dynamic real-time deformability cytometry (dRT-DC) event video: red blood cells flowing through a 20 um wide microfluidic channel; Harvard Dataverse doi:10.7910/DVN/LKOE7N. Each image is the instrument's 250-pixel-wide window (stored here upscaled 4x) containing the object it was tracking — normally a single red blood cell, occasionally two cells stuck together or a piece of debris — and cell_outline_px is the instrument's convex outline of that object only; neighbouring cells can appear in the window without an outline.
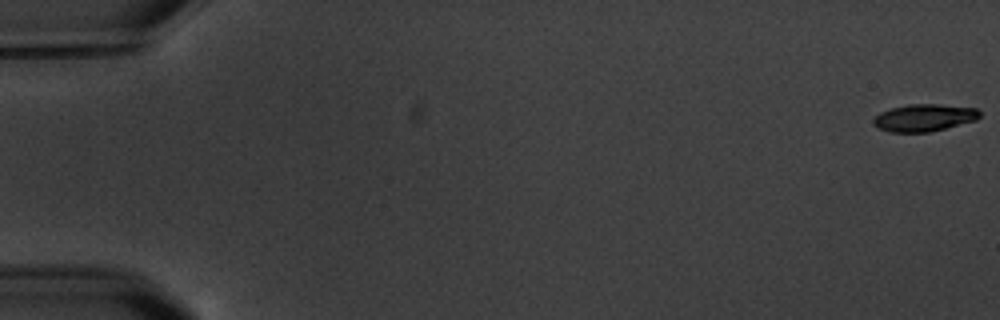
{"species": "common noctule bat (a hibernating species)", "species_latin": "Nyctalus noctula", "temperature_condition": "warm", "stored_images_in_passage": 6, "camera_frame_rate_fps": 3000, "um_per_image_px": 0.085, "animal": {"sex": "male", "body_mass_g": 20.1, "forearm_length_mm": 53.5}, "frame": {"image": 1, "passage_image": 1, "time_ms": 0.0, "image_size_px": [1000, 320], "cell_outline_px": [[980, 116], [976, 120], [928, 132], [888, 132], [876, 128], [872, 124], [872, 120], [880, 112], [892, 108], [908, 104], [936, 104], [976, 108], [980, 112]], "centroid_in_image_um": [78.5, 10.01], "position_along_channel_um": 6.5, "area_um2": 16.82}}
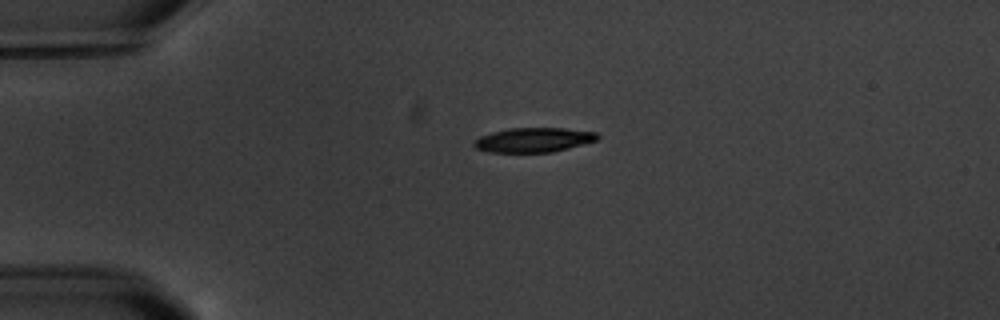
{"frame": {"image": 2, "passage_image": 5, "time_ms": 4.667, "image_size_px": [1000, 320], "cell_outline_px": [[600, 136], [596, 140], [568, 148], [552, 152], [488, 152], [476, 148], [472, 144], [480, 136], [492, 132], [508, 128], [564, 128], [596, 132]], "centroid_in_image_um": [45.34, 11.89], "position_along_channel_um": 39.7, "area_um2": 17.51}}